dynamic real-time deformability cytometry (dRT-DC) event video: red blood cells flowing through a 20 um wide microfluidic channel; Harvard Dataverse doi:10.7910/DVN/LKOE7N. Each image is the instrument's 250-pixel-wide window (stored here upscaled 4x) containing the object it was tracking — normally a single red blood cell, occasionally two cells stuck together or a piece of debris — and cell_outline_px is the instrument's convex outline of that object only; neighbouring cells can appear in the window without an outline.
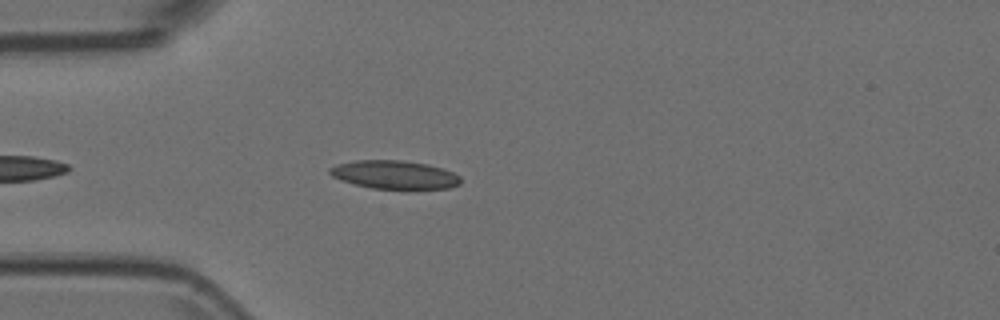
{"species": "Egyptian fruit bat (a non-hibernating species)", "species_latin": "Rousettus aegyptiacus", "temperature_condition": "room temperature", "stored_images_in_passage": 15, "camera_frame_rate_fps": 3000, "um_per_image_px": 0.085, "animal": {"sex": "female"}, "frame": {"image": 1, "passage_image": 5, "time_ms": 1.333, "image_size_px": [1000, 320], "cell_outline_px": [[460, 184], [448, 188], [404, 192], [372, 188], [340, 180], [332, 176], [328, 172], [328, 168], [336, 164], [356, 160], [400, 160], [428, 164], [452, 172], [460, 176]], "centroid_in_image_um": [33.54, 14.9], "position_along_channel_um": 51.5, "area_um2": 22.48}}
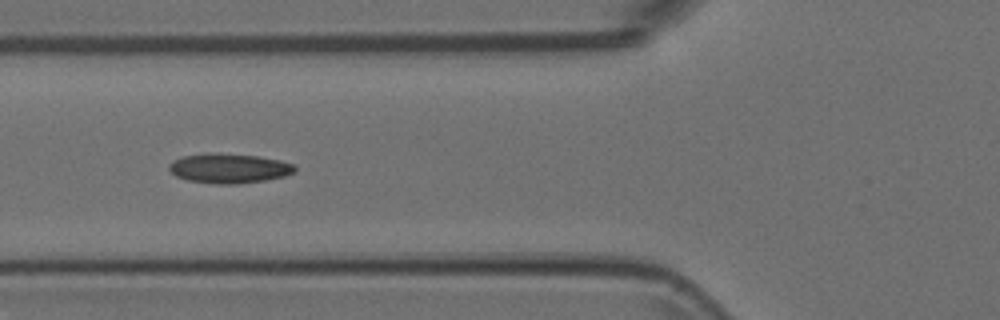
{"frame": {"image": 2, "passage_image": 10, "time_ms": 3.0, "image_size_px": [1000, 320], "cell_outline_px": [[296, 168], [292, 172], [284, 176], [264, 180], [236, 184], [216, 184], [188, 180], [176, 176], [168, 168], [168, 164], [172, 160], [184, 156], [208, 152], [212, 152], [260, 156], [280, 160], [292, 164]], "centroid_in_image_um": [19.42, 14.29], "position_along_channel_um": 106.4, "area_um2": 21.73}}
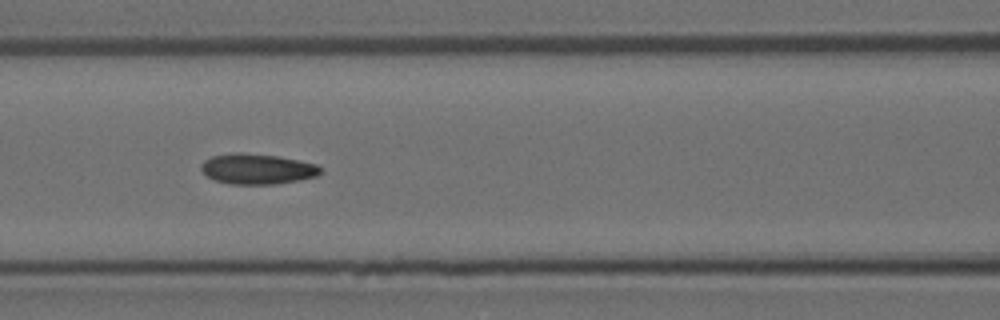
{"frame": {"image": 3, "passage_image": 13, "time_ms": 4.0, "image_size_px": [1000, 320], "cell_outline_px": [[324, 172], [316, 176], [300, 180], [276, 184], [228, 184], [216, 180], [208, 176], [200, 168], [200, 164], [204, 160], [212, 156], [232, 152], [240, 152], [276, 156], [316, 164], [324, 168]], "centroid_in_image_um": [21.88, 14.36], "position_along_channel_um": 144.7, "area_um2": 21.27}}